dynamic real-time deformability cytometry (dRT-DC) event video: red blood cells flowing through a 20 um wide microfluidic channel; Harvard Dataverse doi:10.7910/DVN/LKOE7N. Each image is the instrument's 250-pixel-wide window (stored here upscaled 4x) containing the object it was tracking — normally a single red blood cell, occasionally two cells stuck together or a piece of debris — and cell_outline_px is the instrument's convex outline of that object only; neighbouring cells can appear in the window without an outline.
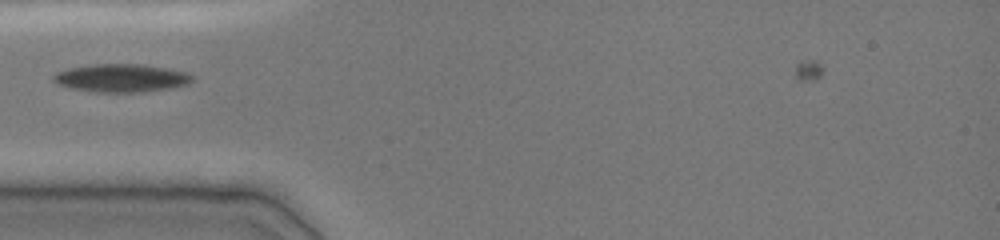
{"species": "common noctule bat (a hibernating species)", "species_latin": "Nyctalus noctula", "temperature_condition": "cold", "stored_images_in_passage": 10, "camera_frame_rate_fps": 3000, "um_per_image_px": 0.085, "animal": {"sex": "female", "body_mass_g": 19.0, "forearm_length_mm": 51.5}, "frame": {"image": 1, "passage_image": 1, "time_ms": 0.0, "image_size_px": [1000, 240], "cell_outline_px": [[192, 80], [188, 84], [168, 88], [140, 92], [96, 92], [68, 88], [56, 84], [52, 80], [52, 76], [56, 72], [68, 68], [92, 64], [140, 64], [188, 72], [192, 76]], "centroid_in_image_um": [10.23, 6.63], "position_along_channel_um": 74.8, "area_um2": 22.72}}
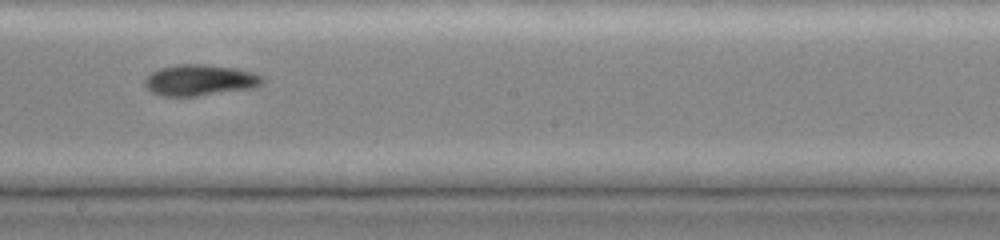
{"frame": {"image": 2, "passage_image": 5, "time_ms": 4.0, "image_size_px": [1000, 240], "cell_outline_px": [[264, 80], [256, 88], [196, 96], [160, 96], [152, 92], [144, 84], [144, 80], [152, 72], [160, 68], [176, 64], [204, 64], [236, 68], [252, 72], [264, 76]], "centroid_in_image_um": [17.01, 6.81], "position_along_channel_um": 231.2, "area_um2": 21.44}}
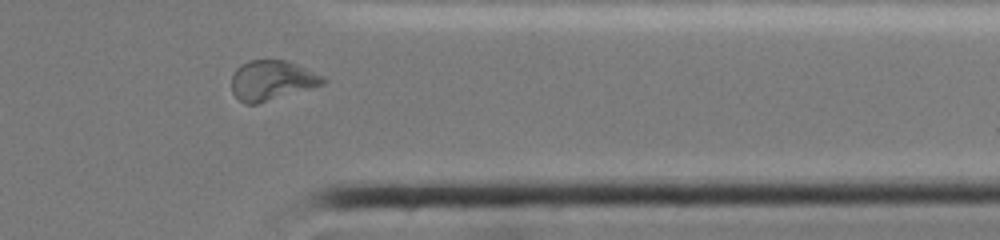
{"frame": {"image": 3, "passage_image": 9, "time_ms": 8.0, "image_size_px": [1000, 240], "cell_outline_px": [[328, 80], [324, 84], [256, 104], [244, 104], [232, 92], [232, 76], [236, 68], [240, 64], [248, 60], [284, 60], [296, 64], [324, 76]], "centroid_in_image_um": [23.09, 6.82], "position_along_channel_um": 388.3, "area_um2": 21.1}}